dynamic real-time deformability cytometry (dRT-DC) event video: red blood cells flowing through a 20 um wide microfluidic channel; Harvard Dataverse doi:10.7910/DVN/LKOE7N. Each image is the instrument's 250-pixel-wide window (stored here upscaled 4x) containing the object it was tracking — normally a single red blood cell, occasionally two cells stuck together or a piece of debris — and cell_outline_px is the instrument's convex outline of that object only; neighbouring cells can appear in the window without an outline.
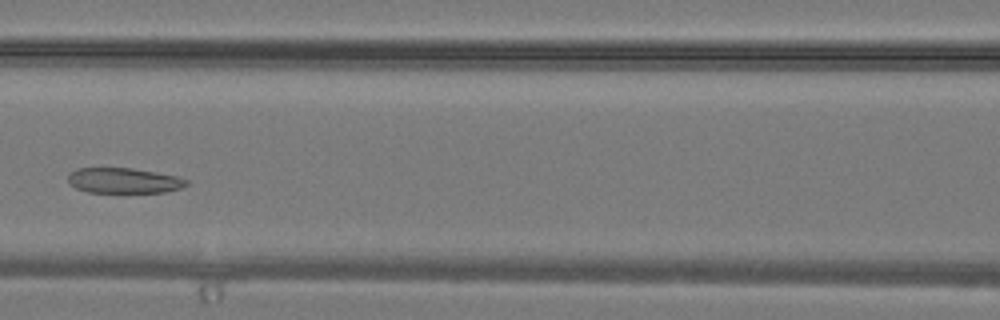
{"species": "common noctule bat (a hibernating species)", "species_latin": "Nyctalus noctula", "temperature_condition": "warm", "stored_images_in_passage": 25, "camera_frame_rate_fps": 3000, "um_per_image_px": 0.085, "animal": {"sex": "male", "body_mass_g": 19.2, "forearm_length_mm": 51.8}, "frame": {"image": 1, "passage_image": 5, "time_ms": 1.333, "image_size_px": [1000, 320], "cell_outline_px": [[188, 184], [180, 188], [164, 192], [88, 192], [76, 188], [68, 180], [68, 172], [76, 168], [132, 168], [156, 172], [176, 176], [188, 180]], "centroid_in_image_um": [10.5, 15.34], "position_along_channel_um": 156.1, "area_um2": 17.4}}
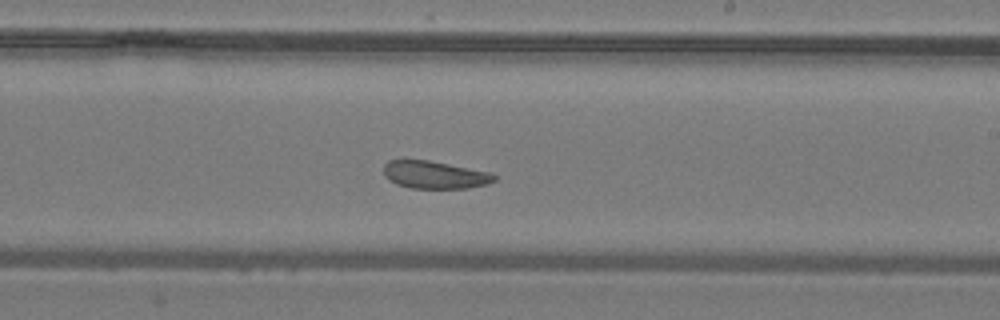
{"frame": {"image": 2, "passage_image": 10, "time_ms": 3.0, "image_size_px": [1000, 320], "cell_outline_px": [[496, 180], [488, 184], [468, 188], [412, 188], [396, 184], [388, 180], [384, 176], [384, 164], [388, 160], [428, 160], [488, 172], [496, 176]], "centroid_in_image_um": [36.92, 14.87], "position_along_channel_um": 252.1, "area_um2": 17.69}}
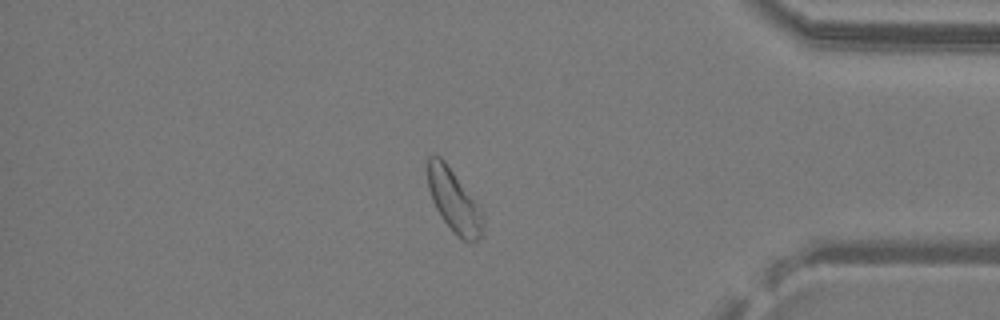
{"frame": {"image": 3, "passage_image": 19, "time_ms": 6.0, "image_size_px": [1000, 320], "cell_outline_px": [[484, 236], [472, 244], [456, 236], [452, 232], [440, 216], [432, 200], [428, 188], [428, 156], [440, 156], [444, 160], [484, 212]], "centroid_in_image_um": [38.63, 17.16], "position_along_channel_um": 396.6, "area_um2": 20.52}}